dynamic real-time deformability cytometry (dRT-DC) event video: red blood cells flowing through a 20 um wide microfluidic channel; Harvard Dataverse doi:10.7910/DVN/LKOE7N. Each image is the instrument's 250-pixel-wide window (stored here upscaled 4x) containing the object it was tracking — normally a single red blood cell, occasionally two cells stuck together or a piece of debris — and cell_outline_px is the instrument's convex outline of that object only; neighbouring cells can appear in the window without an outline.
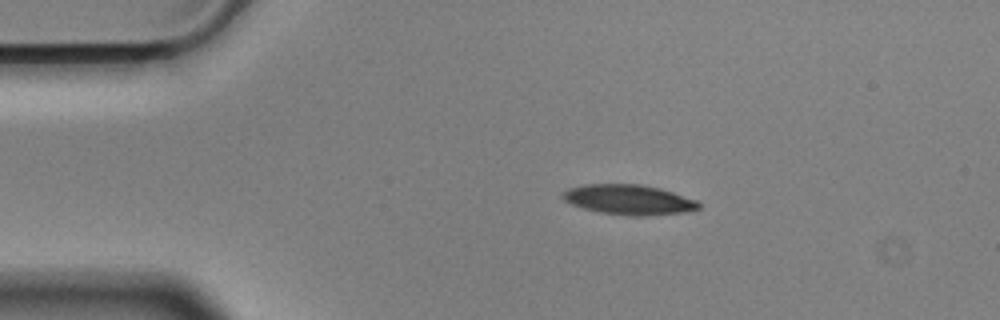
{"species": "Egyptian fruit bat (a non-hibernating species)", "species_latin": "Rousettus aegyptiacus", "temperature_condition": "cold", "stored_images_in_passage": 47, "camera_frame_rate_fps": 3000, "um_per_image_px": 0.085, "animal": {"sex": "male"}, "frame": {"image": 1, "passage_image": 1, "time_ms": 0.0, "image_size_px": [1000, 320], "cell_outline_px": [[700, 208], [684, 212], [644, 216], [632, 216], [600, 212], [584, 208], [572, 204], [564, 200], [560, 196], [568, 188], [584, 184], [640, 184], [660, 188], [696, 200], [700, 204]], "centroid_in_image_um": [53.43, 16.96], "position_along_channel_um": 31.6, "area_um2": 23.64}}
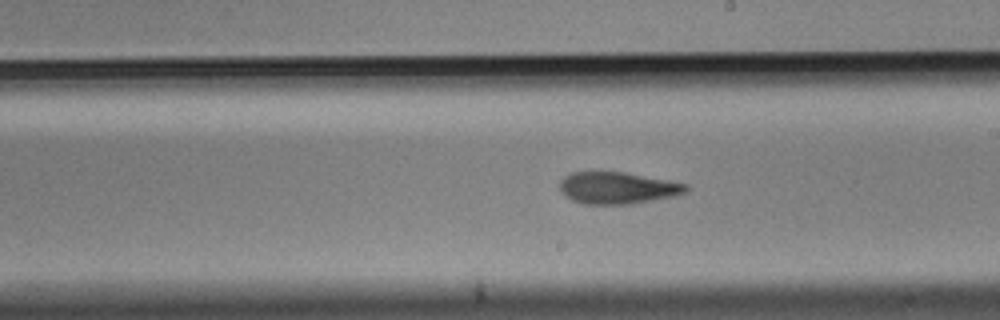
{"frame": {"image": 2, "passage_image": 22, "time_ms": 7.0, "image_size_px": [1000, 320], "cell_outline_px": [[688, 192], [672, 196], [632, 204], [584, 204], [572, 200], [560, 188], [560, 180], [568, 172], [624, 172], [668, 180], [688, 184]], "centroid_in_image_um": [52.5, 15.97], "position_along_channel_um": 236.5, "area_um2": 23.29}}
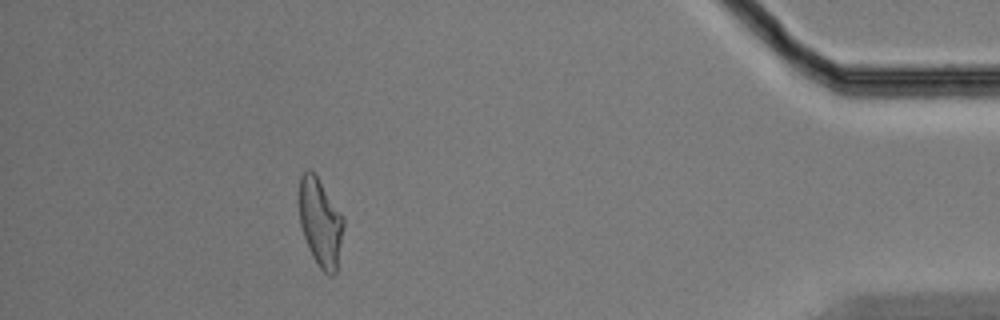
{"frame": {"image": 3, "passage_image": 41, "time_ms": 13.333, "image_size_px": [1000, 320], "cell_outline_px": [[344, 224], [336, 272], [332, 276], [328, 276], [320, 268], [312, 256], [308, 248], [300, 224], [300, 176], [308, 168], [316, 176], [344, 216]], "centroid_in_image_um": [27.24, 18.94], "position_along_channel_um": 408.0, "area_um2": 22.48}}